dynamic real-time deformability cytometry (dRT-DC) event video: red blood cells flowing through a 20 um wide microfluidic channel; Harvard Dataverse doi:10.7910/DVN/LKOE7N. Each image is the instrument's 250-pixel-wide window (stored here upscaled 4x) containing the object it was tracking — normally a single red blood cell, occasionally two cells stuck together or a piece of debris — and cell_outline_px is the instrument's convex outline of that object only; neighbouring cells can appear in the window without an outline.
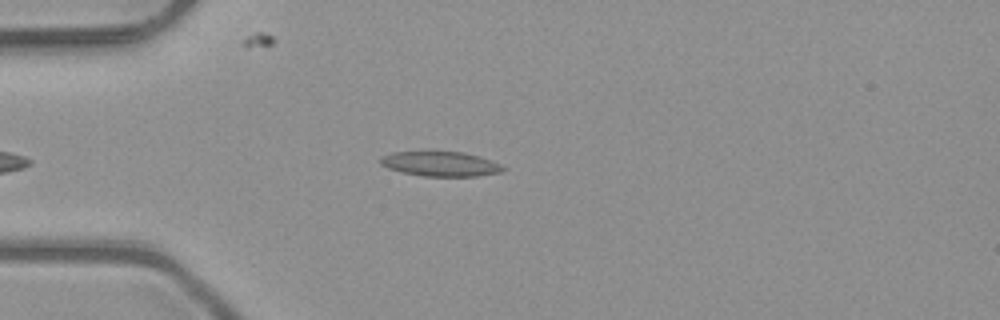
{"species": "common noctule bat (a hibernating species)", "species_latin": "Nyctalus noctula", "temperature_condition": "room temperature", "stored_images_in_passage": 1, "camera_frame_rate_fps": 3000, "um_per_image_px": 0.085, "animal": {"sex": "male", "body_mass_g": 23.1, "forearm_length_mm": 52.7}, "frame": {"image": 1, "passage_image": 1, "time_ms": 0.0, "image_size_px": [1000, 320], "cell_outline_px": [[508, 168], [500, 172], [476, 176], [424, 176], [400, 172], [388, 168], [380, 164], [380, 156], [392, 152], [428, 148], [464, 152], [480, 156], [492, 160]], "centroid_in_image_um": [37.39, 13.87], "position_along_channel_um": 47.6, "area_um2": 18.79}}